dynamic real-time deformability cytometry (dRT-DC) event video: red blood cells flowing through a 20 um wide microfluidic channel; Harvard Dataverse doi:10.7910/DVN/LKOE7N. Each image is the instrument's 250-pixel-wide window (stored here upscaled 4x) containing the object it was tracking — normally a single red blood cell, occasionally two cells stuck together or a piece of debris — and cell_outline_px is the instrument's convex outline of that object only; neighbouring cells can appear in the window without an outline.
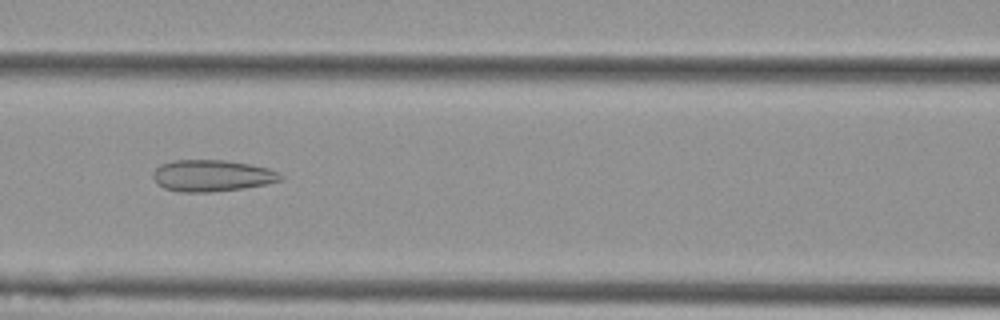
{"species": "Egyptian fruit bat (a non-hibernating species)", "species_latin": "Rousettus aegyptiacus", "temperature_condition": "cold", "stored_images_in_passage": 35, "camera_frame_rate_fps": 3000, "um_per_image_px": 0.085, "animal": {"sex": "female"}, "frame": {"image": 1, "passage_image": 10, "time_ms": 3.0, "image_size_px": [1000, 320], "cell_outline_px": [[284, 176], [280, 180], [264, 184], [240, 188], [208, 192], [180, 192], [164, 188], [156, 184], [152, 176], [152, 172], [160, 164], [172, 160], [224, 160], [248, 164], [268, 168]], "centroid_in_image_um": [17.93, 14.92], "position_along_channel_um": 148.7, "area_um2": 23.29}}
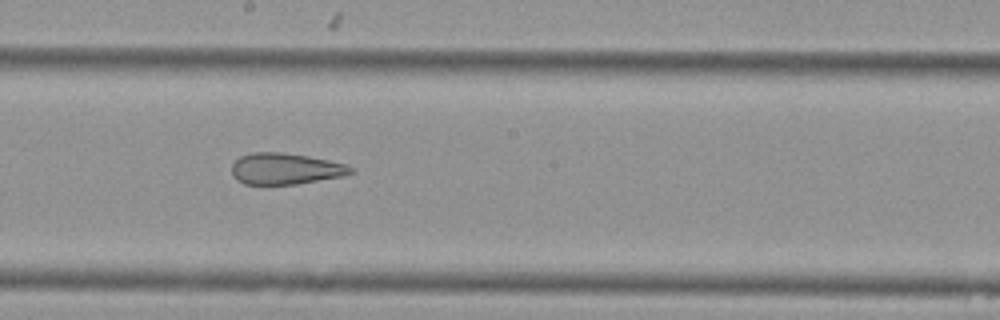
{"frame": {"image": 2, "passage_image": 16, "time_ms": 5.0, "image_size_px": [1000, 320], "cell_outline_px": [[356, 172], [344, 176], [296, 184], [244, 184], [236, 180], [232, 176], [232, 164], [240, 156], [252, 152], [280, 152], [308, 156], [348, 164], [356, 168]], "centroid_in_image_um": [24.3, 14.34], "position_along_channel_um": 223.9, "area_um2": 21.96}}
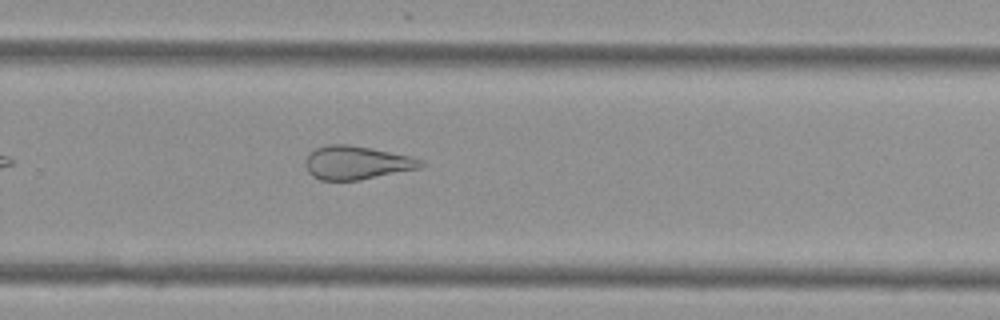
{"frame": {"image": 3, "passage_image": 22, "time_ms": 7.0, "image_size_px": [1000, 320], "cell_outline_px": [[424, 164], [420, 168], [360, 180], [320, 180], [312, 176], [308, 172], [304, 164], [304, 160], [308, 152], [316, 148], [328, 144], [348, 144], [412, 156], [424, 160]], "centroid_in_image_um": [30.28, 13.83], "position_along_channel_um": 299.5, "area_um2": 22.72}, "authors_computed_cell_mechanics": {"area_um2": 23.5824, "velocity_mm_per_s": 3.7869, "shape_relaxation_time_tau1_ms": null, "shape_relaxation_time_tau2_ms": 2.161, "deformation_change_tau1": null, "deformation_change_tau2": 0.1132}}